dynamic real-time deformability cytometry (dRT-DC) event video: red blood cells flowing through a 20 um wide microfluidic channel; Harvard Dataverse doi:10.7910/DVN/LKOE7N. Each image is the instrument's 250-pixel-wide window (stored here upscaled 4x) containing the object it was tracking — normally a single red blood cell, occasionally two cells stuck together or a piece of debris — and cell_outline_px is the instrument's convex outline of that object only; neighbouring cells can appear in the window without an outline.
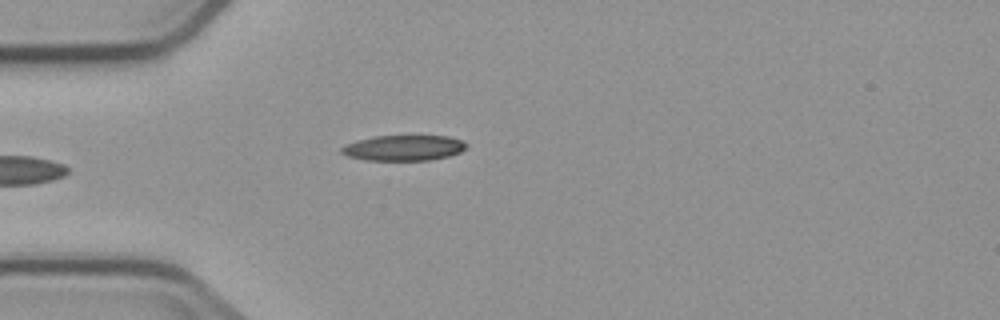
{"species": "common noctule bat (a hibernating species)", "species_latin": "Nyctalus noctula", "temperature_condition": "cold", "stored_images_in_passage": 5, "camera_frame_rate_fps": 3000, "um_per_image_px": 0.085, "animal": {"sex": "male", "body_mass_g": 23.1, "forearm_length_mm": 52.7}, "frame": {"image": 1, "passage_image": 5, "time_ms": 5.667, "image_size_px": [1000, 320], "cell_outline_px": [[468, 144], [460, 152], [448, 156], [428, 160], [364, 160], [348, 156], [340, 152], [340, 148], [344, 144], [356, 140], [372, 136], [448, 136], [460, 140]], "centroid_in_image_um": [34.25, 12.57], "position_along_channel_um": 50.8, "area_um2": 18.55}}